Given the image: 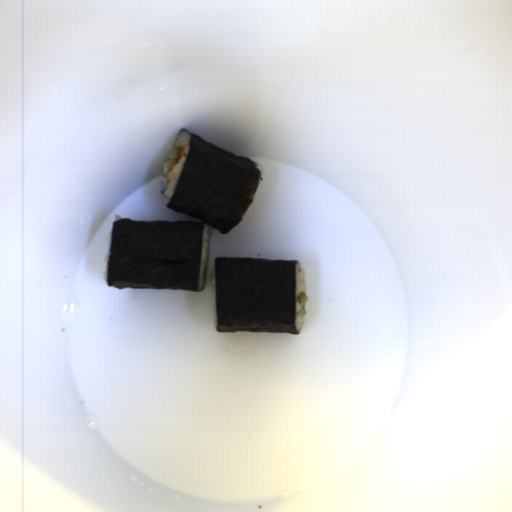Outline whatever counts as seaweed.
Masks as SVG:
<instances>
[{"instance_id":"1","label":"seaweed","mask_w":512,"mask_h":512,"mask_svg":"<svg viewBox=\"0 0 512 512\" xmlns=\"http://www.w3.org/2000/svg\"><path fill=\"white\" fill-rule=\"evenodd\" d=\"M182 131L189 134L188 154L165 206L199 221L113 220L105 282L109 287L201 292L204 225L210 243L211 228L228 234L244 219L260 188L262 169L255 161Z\"/></svg>"},{"instance_id":"2","label":"seaweed","mask_w":512,"mask_h":512,"mask_svg":"<svg viewBox=\"0 0 512 512\" xmlns=\"http://www.w3.org/2000/svg\"><path fill=\"white\" fill-rule=\"evenodd\" d=\"M216 332L298 335L300 260L215 256Z\"/></svg>"}]
</instances>
